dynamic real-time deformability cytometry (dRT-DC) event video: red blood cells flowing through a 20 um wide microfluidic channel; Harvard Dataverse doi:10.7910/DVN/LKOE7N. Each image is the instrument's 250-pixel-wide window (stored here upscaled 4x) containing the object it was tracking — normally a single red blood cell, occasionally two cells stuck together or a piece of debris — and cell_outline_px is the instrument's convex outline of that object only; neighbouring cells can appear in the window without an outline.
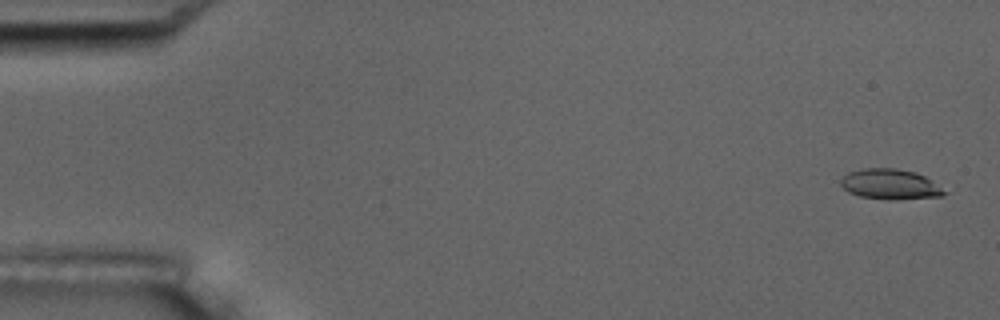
{"species": "common noctule bat (a hibernating species)", "species_latin": "Nyctalus noctula", "temperature_condition": "room temperature", "stored_images_in_passage": 6, "camera_frame_rate_fps": 3000, "um_per_image_px": 0.085, "animal": {"sex": "male", "body_mass_g": 17.5, "forearm_length_mm": 52.3}, "frame": {"image": 1, "passage_image": 1, "time_ms": 0.0, "image_size_px": [1000, 320], "cell_outline_px": [[948, 192], [944, 196], [896, 200], [888, 200], [860, 196], [848, 192], [840, 184], [840, 180], [848, 172], [864, 168], [896, 168], [916, 172], [924, 176]], "centroid_in_image_um": [75.67, 15.67], "position_along_channel_um": 9.3, "area_um2": 18.38}}
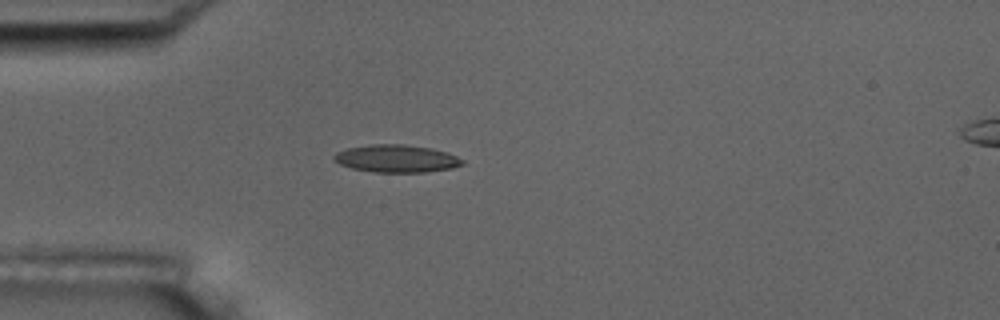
{"frame": {"image": 2, "passage_image": 5, "time_ms": 4.667, "image_size_px": [1000, 320], "cell_outline_px": [[464, 164], [452, 168], [424, 172], [376, 172], [352, 168], [340, 164], [332, 160], [332, 156], [336, 152], [348, 148], [372, 144], [404, 144], [432, 148], [448, 152], [464, 160]], "centroid_in_image_um": [33.7, 13.47], "position_along_channel_um": 51.3, "area_um2": 20.69}}